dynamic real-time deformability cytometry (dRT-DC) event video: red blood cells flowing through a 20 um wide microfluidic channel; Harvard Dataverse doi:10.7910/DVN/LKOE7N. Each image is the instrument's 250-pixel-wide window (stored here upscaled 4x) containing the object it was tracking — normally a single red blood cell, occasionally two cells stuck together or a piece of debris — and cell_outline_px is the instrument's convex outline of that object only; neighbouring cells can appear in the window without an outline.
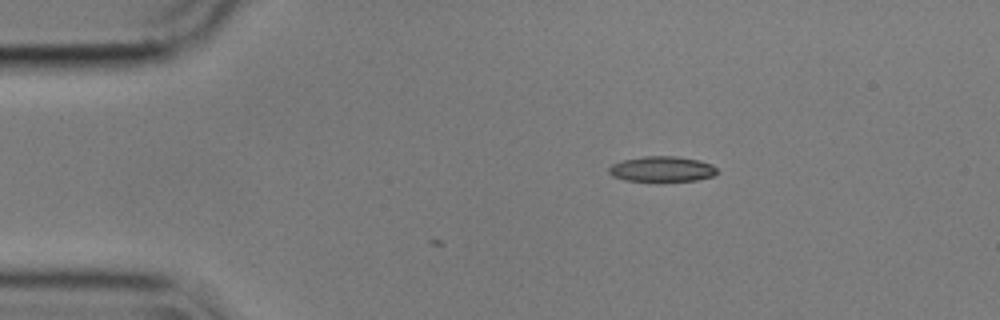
{"species": "common noctule bat (a hibernating species)", "species_latin": "Nyctalus noctula", "temperature_condition": "cold", "stored_images_in_passage": 3, "camera_frame_rate_fps": 3000, "um_per_image_px": 0.085, "animal": {"sex": "male", "body_mass_g": 17.9}, "frame": {"image": 1, "passage_image": 3, "time_ms": 0.667, "image_size_px": [1000, 320], "cell_outline_px": [[720, 172], [712, 176], [696, 180], [624, 180], [612, 176], [608, 172], [608, 168], [612, 164], [624, 160], [644, 156], [676, 156], [700, 160], [712, 164]], "centroid_in_image_um": [56.28, 14.35], "position_along_channel_um": 28.7, "area_um2": 15.84}}